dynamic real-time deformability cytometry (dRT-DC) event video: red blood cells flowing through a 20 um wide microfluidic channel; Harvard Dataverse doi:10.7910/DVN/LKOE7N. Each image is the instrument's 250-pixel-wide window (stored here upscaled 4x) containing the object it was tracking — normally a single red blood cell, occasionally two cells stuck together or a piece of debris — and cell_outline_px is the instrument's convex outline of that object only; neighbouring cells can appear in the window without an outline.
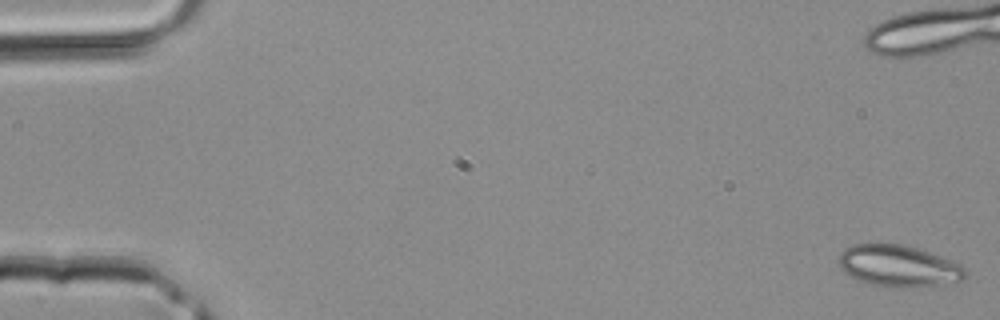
{"species": "common noctule bat (a hibernating species)", "species_latin": "Nyctalus noctula", "temperature_condition": "room temperature", "stored_images_in_passage": 44, "camera_frame_rate_fps": 3000, "um_per_image_px": 0.085, "animal": {"sex": "male", "body_mass_g": 20.4}, "frame": {"image": 1, "passage_image": 1, "time_ms": 0.0, "image_size_px": [1000, 320], "cell_outline_px": [[968, 276], [964, 280], [932, 288], [892, 288], [868, 284], [856, 280], [844, 272], [840, 268], [836, 260], [840, 252], [844, 248], [852, 244], [868, 240], [904, 244], [952, 260], [968, 268]], "centroid_in_image_um": [76.37, 22.6], "position_along_channel_um": 8.6, "area_um2": 32.66}}